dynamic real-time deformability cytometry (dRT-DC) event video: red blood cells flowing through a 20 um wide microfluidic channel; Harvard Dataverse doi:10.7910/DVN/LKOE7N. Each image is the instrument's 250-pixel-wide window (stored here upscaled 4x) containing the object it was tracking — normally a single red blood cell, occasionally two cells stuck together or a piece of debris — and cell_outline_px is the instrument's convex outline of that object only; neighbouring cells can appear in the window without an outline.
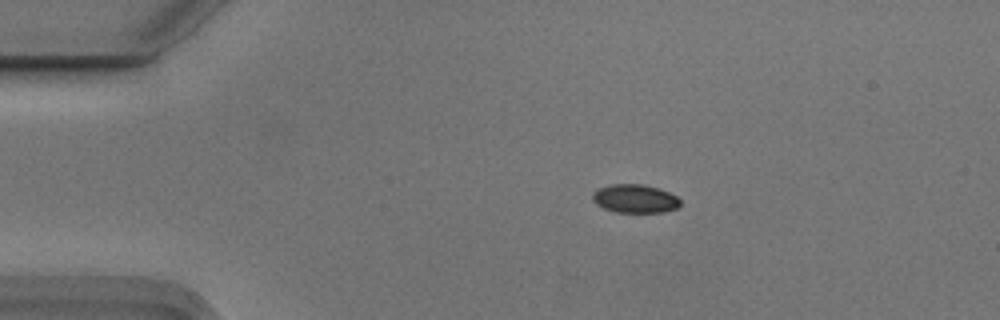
{"species": "Egyptian fruit bat (a non-hibernating species)", "species_latin": "Rousettus aegyptiacus", "temperature_condition": "cold", "stored_images_in_passage": 45, "camera_frame_rate_fps": 3000, "um_per_image_px": 0.085, "animal": {"sex": "male"}, "frame": {"image": 1, "passage_image": 1, "time_ms": 0.0, "image_size_px": [1000, 320], "cell_outline_px": [[680, 204], [676, 208], [664, 212], [616, 212], [604, 208], [596, 204], [592, 200], [592, 192], [600, 188], [612, 184], [644, 184], [660, 188], [676, 196], [680, 200]], "centroid_in_image_um": [53.96, 16.88], "position_along_channel_um": 31.0, "area_um2": 14.57}}
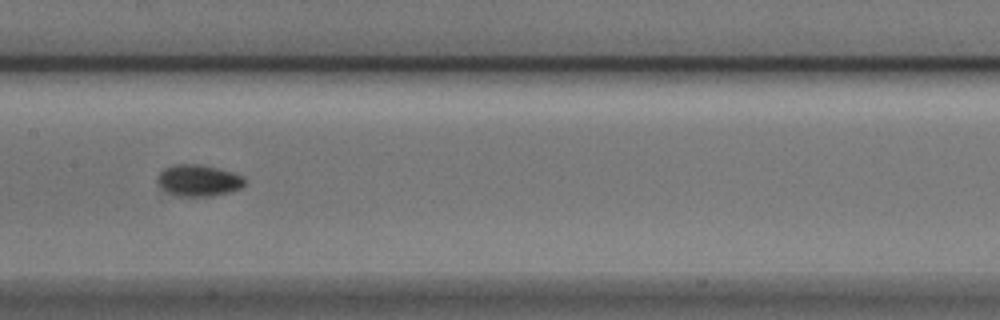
{"frame": {"image": 2, "passage_image": 18, "time_ms": 5.667, "image_size_px": [1000, 320], "cell_outline_px": [[248, 180], [240, 188], [228, 192], [208, 196], [176, 196], [168, 192], [156, 184], [156, 180], [160, 172], [164, 168], [172, 164], [200, 164], [232, 172], [244, 176]], "centroid_in_image_um": [16.85, 15.33], "position_along_channel_um": 190.6, "area_um2": 16.13}}
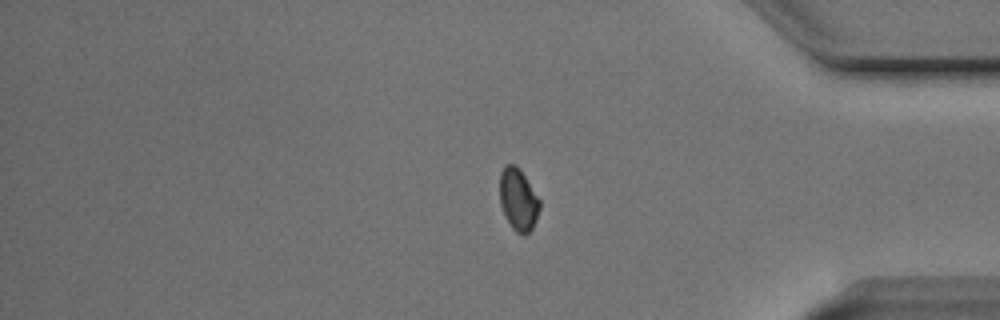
{"frame": {"image": 3, "passage_image": 36, "time_ms": 11.667, "image_size_px": [1000, 320], "cell_outline_px": [[540, 208], [536, 220], [532, 228], [524, 236], [516, 232], [512, 228], [504, 216], [500, 204], [500, 172], [504, 164], [516, 164], [540, 200]], "centroid_in_image_um": [44.03, 16.97], "position_along_channel_um": 391.2, "area_um2": 14.51}, "authors_computed_cell_mechanics": {"area_um2": 15.2014, "velocity_mm_per_s": 3.7266, "shape_relaxation_time_tau1_ms": 3.9326, "shape_relaxation_time_tau2_ms": null, "deformation_change_tau1": 0.0948, "deformation_change_tau2": null}}